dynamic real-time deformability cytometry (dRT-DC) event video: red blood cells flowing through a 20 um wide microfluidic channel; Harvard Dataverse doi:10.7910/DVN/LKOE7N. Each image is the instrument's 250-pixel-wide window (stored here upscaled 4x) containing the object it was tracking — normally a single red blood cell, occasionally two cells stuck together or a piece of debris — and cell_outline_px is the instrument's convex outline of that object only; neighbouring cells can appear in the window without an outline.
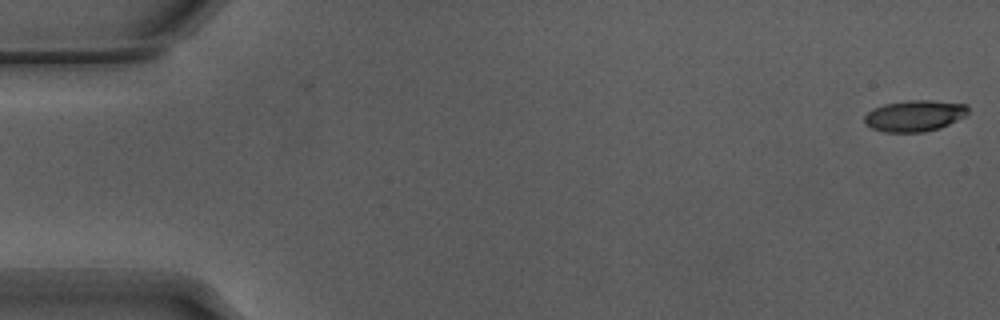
{"species": "Egyptian fruit bat (a non-hibernating species)", "species_latin": "Rousettus aegyptiacus", "temperature_condition": "warm", "stored_images_in_passage": 5, "camera_frame_rate_fps": 3000, "um_per_image_px": 0.085, "animal": {"sex": "male"}, "frame": {"image": 1, "passage_image": 5, "time_ms": 1.333, "image_size_px": [1000, 320], "cell_outline_px": [[968, 112], [964, 116], [940, 128], [924, 132], [884, 132], [872, 128], [864, 124], [864, 116], [868, 112], [884, 104], [908, 100], [932, 100], [964, 104], [968, 108]], "centroid_in_image_um": [77.71, 9.84], "position_along_channel_um": 7.3, "area_um2": 18.73}}